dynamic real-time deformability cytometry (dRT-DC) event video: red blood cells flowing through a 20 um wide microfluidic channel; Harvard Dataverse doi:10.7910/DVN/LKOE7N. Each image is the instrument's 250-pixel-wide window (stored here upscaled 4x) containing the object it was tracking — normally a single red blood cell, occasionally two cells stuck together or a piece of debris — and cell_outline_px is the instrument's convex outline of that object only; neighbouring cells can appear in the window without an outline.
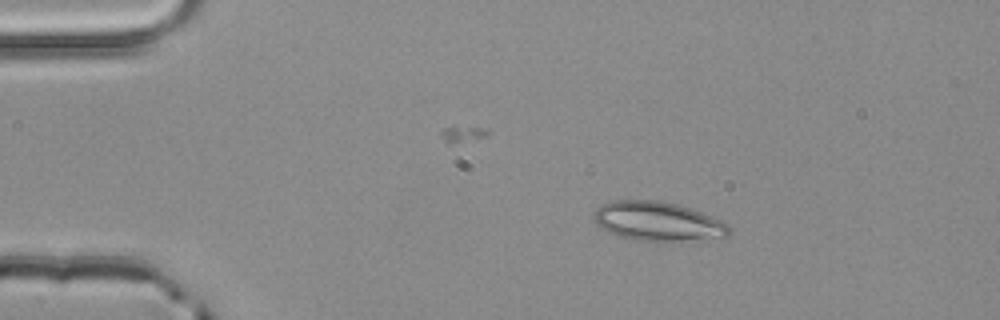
{"species": "common noctule bat (a hibernating species)", "species_latin": "Nyctalus noctula", "temperature_condition": "room temperature", "stored_images_in_passage": 2, "camera_frame_rate_fps": 3000, "um_per_image_px": 0.085, "animal": {"sex": "male", "body_mass_g": 20.4}, "frame": {"image": 1, "passage_image": 1, "time_ms": 0.0, "image_size_px": [1000, 320], "cell_outline_px": [[732, 232], [728, 236], [676, 240], [636, 240], [620, 236], [608, 232], [600, 228], [596, 224], [596, 208], [604, 204], [616, 200], [660, 200], [692, 208], [724, 220], [732, 228]], "centroid_in_image_um": [55.96, 18.79], "position_along_channel_um": 29.0, "area_um2": 30.58}}